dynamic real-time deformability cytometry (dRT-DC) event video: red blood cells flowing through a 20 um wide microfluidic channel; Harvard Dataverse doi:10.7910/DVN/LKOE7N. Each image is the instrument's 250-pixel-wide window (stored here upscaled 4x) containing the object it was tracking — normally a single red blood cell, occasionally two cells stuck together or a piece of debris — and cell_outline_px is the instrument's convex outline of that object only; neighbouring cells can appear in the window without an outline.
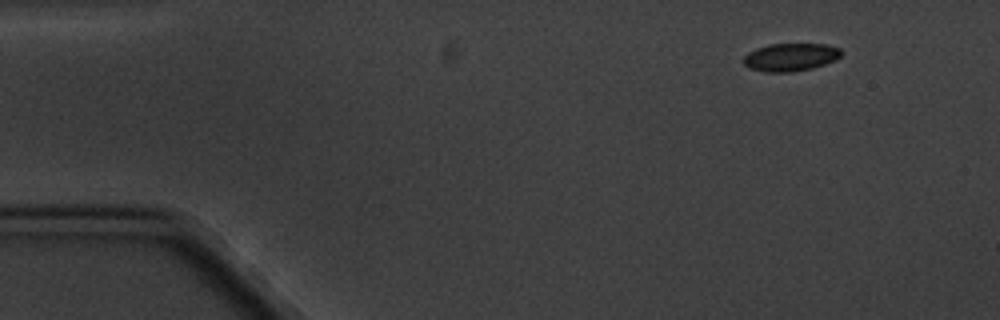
{"species": "common noctule bat (a hibernating species)", "species_latin": "Nyctalus noctula", "temperature_condition": "cold", "stored_images_in_passage": 4, "camera_frame_rate_fps": 3000, "um_per_image_px": 0.085, "animal": {"sex": "male", "body_mass_g": 20.1, "forearm_length_mm": 53.5}, "frame": {"image": 1, "passage_image": 1, "time_ms": 0.0, "image_size_px": [1000, 320], "cell_outline_px": [[840, 56], [836, 60], [812, 68], [788, 72], [764, 72], [748, 68], [740, 60], [748, 52], [756, 48], [768, 44], [824, 44], [840, 48]], "centroid_in_image_um": [67.13, 4.86], "position_along_channel_um": 17.9, "area_um2": 15.95}}
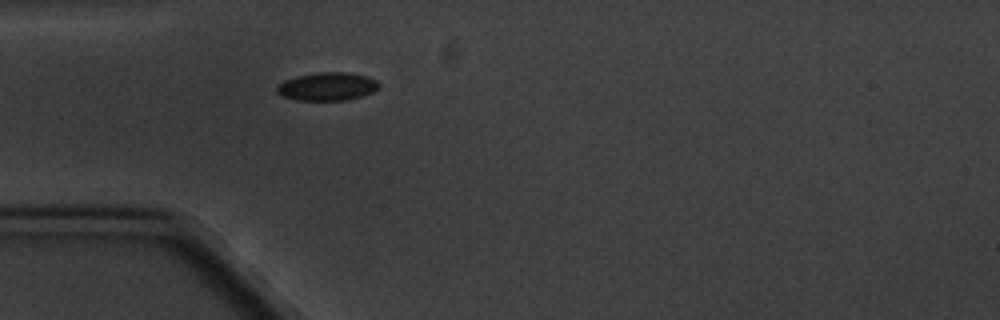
{"frame": {"image": 2, "passage_image": 4, "time_ms": 3.667, "image_size_px": [1000, 320], "cell_outline_px": [[380, 84], [372, 92], [348, 100], [296, 100], [280, 96], [276, 92], [276, 88], [284, 80], [296, 76], [320, 72], [348, 72], [368, 76], [376, 80]], "centroid_in_image_um": [27.79, 7.35], "position_along_channel_um": 57.2, "area_um2": 16.76}}